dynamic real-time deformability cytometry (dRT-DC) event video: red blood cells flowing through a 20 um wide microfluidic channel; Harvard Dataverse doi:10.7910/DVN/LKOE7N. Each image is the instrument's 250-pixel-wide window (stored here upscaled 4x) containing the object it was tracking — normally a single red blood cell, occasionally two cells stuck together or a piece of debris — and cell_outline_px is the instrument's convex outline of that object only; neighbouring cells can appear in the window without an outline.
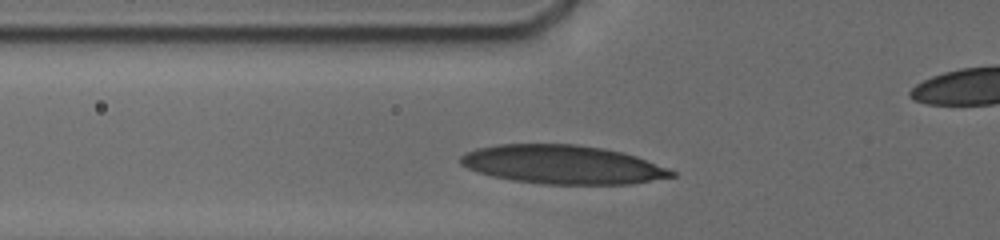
{"species": "human", "species_latin": "Homo sapiens", "temperature_condition": "cold", "stored_images_in_passage": 53, "camera_frame_rate_fps": 3000, "um_per_image_px": 0.085, "donor": {"sex": "male"}, "frame": {"image": 1, "passage_image": 15, "time_ms": 3.0, "image_size_px": [1000, 240], "cell_outline_px": [[676, 176], [632, 184], [544, 184], [512, 180], [492, 176], [476, 172], [460, 164], [460, 156], [464, 152], [476, 148], [500, 144], [576, 144], [604, 148], [636, 156], [668, 168], [676, 172]], "centroid_in_image_um": [47.8, 13.99], "position_along_channel_um": 78.0, "area_um2": 47.74}}
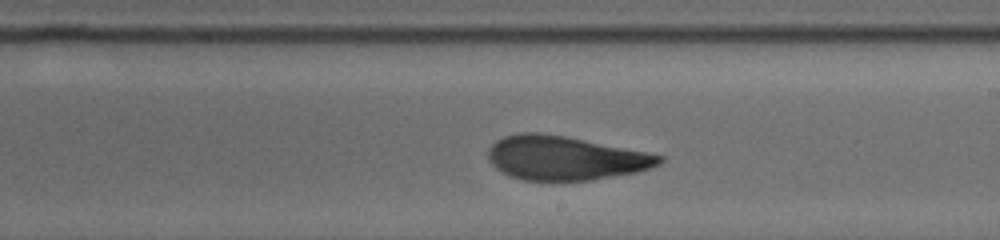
{"frame": {"image": 2, "passage_image": 35, "time_ms": 7.333, "image_size_px": [1000, 240], "cell_outline_px": [[664, 160], [660, 164], [636, 172], [592, 180], [524, 180], [508, 176], [496, 168], [488, 160], [488, 148], [496, 140], [504, 136], [520, 132], [540, 132], [564, 136], [664, 156]], "centroid_in_image_um": [47.97, 13.43], "position_along_channel_um": 241.0, "area_um2": 43.58}}
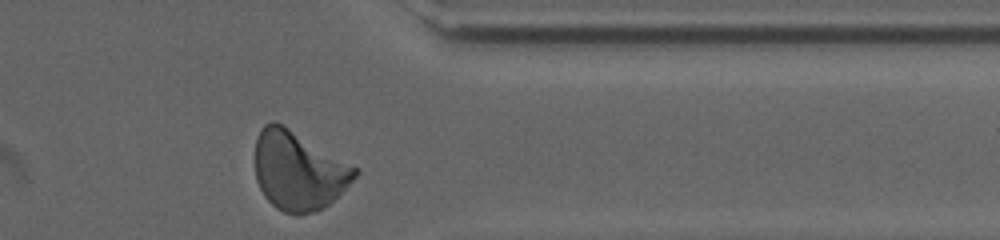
{"frame": {"image": 3, "passage_image": 53, "time_ms": 11.333, "image_size_px": [1000, 240], "cell_outline_px": [[360, 172], [328, 204], [316, 212], [284, 212], [276, 208], [264, 196], [256, 180], [256, 136], [260, 128], [264, 124], [272, 120], [284, 124], [356, 168]], "centroid_in_image_um": [25.32, 14.46], "position_along_channel_um": 386.1, "area_um2": 45.08}, "authors_computed_cell_mechanics": {"area_um2": 45.084, "velocity_mm_per_s": 3.7607, "shape_relaxation_time_tau1_ms": 5.2497, "shape_relaxation_time_tau2_ms": 1.5289, "deformation_change_tau1": 0.1679, "deformation_change_tau2": 0.0787}}